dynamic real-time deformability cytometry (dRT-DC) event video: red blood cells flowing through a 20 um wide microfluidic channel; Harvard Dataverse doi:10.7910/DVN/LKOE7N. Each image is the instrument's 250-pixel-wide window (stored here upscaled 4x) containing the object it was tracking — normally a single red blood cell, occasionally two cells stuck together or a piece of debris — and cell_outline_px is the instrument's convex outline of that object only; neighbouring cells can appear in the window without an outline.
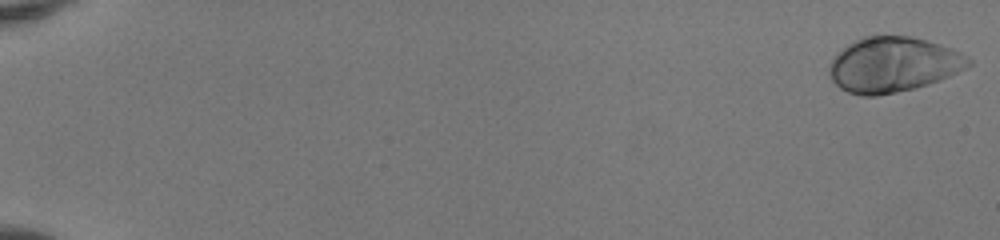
{"species": "human", "species_latin": "Homo sapiens", "temperature_condition": "room temperature", "stored_images_in_passage": 51, "camera_frame_rate_fps": 3000, "um_per_image_px": 0.085, "donor": {"sex": "female"}, "frame": {"image": 1, "passage_image": 1, "time_ms": 0.0, "image_size_px": [1000, 240], "cell_outline_px": [[972, 64], [968, 68], [928, 84], [916, 88], [876, 96], [860, 96], [848, 92], [840, 88], [832, 80], [828, 72], [828, 68], [836, 52], [848, 44], [864, 36], [912, 36], [928, 40], [952, 48], [960, 52], [972, 60]], "centroid_in_image_um": [75.91, 5.49], "position_along_channel_um": 9.1, "area_um2": 44.91}}
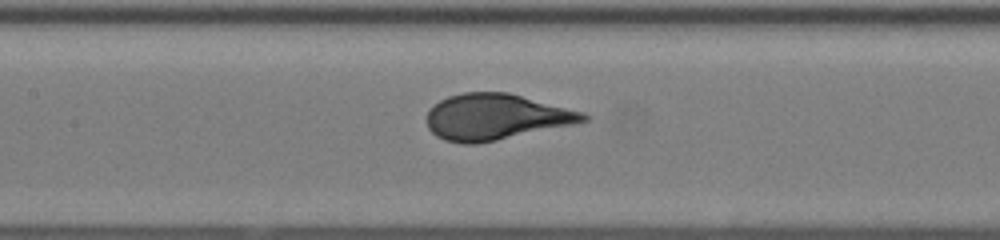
{"frame": {"image": 2, "passage_image": 27, "time_ms": 8.667, "image_size_px": [1000, 240], "cell_outline_px": [[592, 116], [588, 120], [572, 124], [496, 140], [476, 144], [464, 144], [444, 140], [436, 136], [428, 128], [428, 112], [440, 100], [448, 96], [464, 92], [508, 92], [584, 112]], "centroid_in_image_um": [42.15, 9.93], "position_along_channel_um": 165.3, "area_um2": 41.56}}
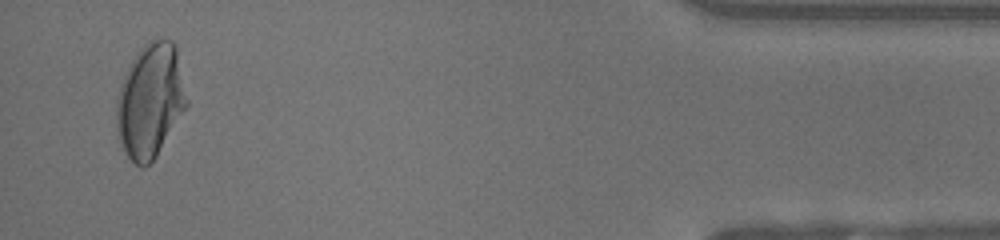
{"frame": {"image": 3, "passage_image": 50, "time_ms": 16.333, "image_size_px": [1000, 240], "cell_outline_px": [[188, 104], [156, 156], [144, 168], [140, 168], [128, 156], [116, 132], [116, 100], [120, 84], [132, 60], [140, 48], [148, 40], [172, 40], [176, 44], [188, 100]], "centroid_in_image_um": [12.77, 8.54], "position_along_channel_um": 422.4, "area_um2": 46.53}, "authors_computed_cell_mechanics": {"area_um2": 41.905, "velocity_mm_per_s": 4.1472, "shape_relaxation_time_tau1_ms": 3.8405, "shape_relaxation_time_tau2_ms": null, "deformation_change_tau1": 0.1954, "deformation_change_tau2": null}}